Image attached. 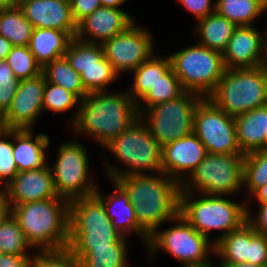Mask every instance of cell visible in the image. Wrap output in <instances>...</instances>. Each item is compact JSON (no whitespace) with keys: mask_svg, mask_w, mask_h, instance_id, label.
<instances>
[{"mask_svg":"<svg viewBox=\"0 0 267 267\" xmlns=\"http://www.w3.org/2000/svg\"><path fill=\"white\" fill-rule=\"evenodd\" d=\"M152 37L149 31L134 22L102 44L104 56L118 75L122 71H134L153 55Z\"/></svg>","mask_w":267,"mask_h":267,"instance_id":"5bb4252c","label":"cell"},{"mask_svg":"<svg viewBox=\"0 0 267 267\" xmlns=\"http://www.w3.org/2000/svg\"><path fill=\"white\" fill-rule=\"evenodd\" d=\"M8 137H11V129H5L0 132V182L3 183L5 179L4 187H6L18 173L13 158V142L10 140L8 141Z\"/></svg>","mask_w":267,"mask_h":267,"instance_id":"f35d334b","label":"cell"},{"mask_svg":"<svg viewBox=\"0 0 267 267\" xmlns=\"http://www.w3.org/2000/svg\"><path fill=\"white\" fill-rule=\"evenodd\" d=\"M33 30L34 26L18 5L0 10V35L13 46H28Z\"/></svg>","mask_w":267,"mask_h":267,"instance_id":"f546056e","label":"cell"},{"mask_svg":"<svg viewBox=\"0 0 267 267\" xmlns=\"http://www.w3.org/2000/svg\"><path fill=\"white\" fill-rule=\"evenodd\" d=\"M215 12L239 26L251 24L265 10V0H216Z\"/></svg>","mask_w":267,"mask_h":267,"instance_id":"f1b7e54d","label":"cell"},{"mask_svg":"<svg viewBox=\"0 0 267 267\" xmlns=\"http://www.w3.org/2000/svg\"><path fill=\"white\" fill-rule=\"evenodd\" d=\"M18 5V0H0V10Z\"/></svg>","mask_w":267,"mask_h":267,"instance_id":"f5cc1de1","label":"cell"},{"mask_svg":"<svg viewBox=\"0 0 267 267\" xmlns=\"http://www.w3.org/2000/svg\"><path fill=\"white\" fill-rule=\"evenodd\" d=\"M193 133L210 154H243L237 142L235 118L207 97L196 106Z\"/></svg>","mask_w":267,"mask_h":267,"instance_id":"4fadbf2b","label":"cell"},{"mask_svg":"<svg viewBox=\"0 0 267 267\" xmlns=\"http://www.w3.org/2000/svg\"><path fill=\"white\" fill-rule=\"evenodd\" d=\"M102 248H67L79 261L80 267H127V239Z\"/></svg>","mask_w":267,"mask_h":267,"instance_id":"d4e9b609","label":"cell"},{"mask_svg":"<svg viewBox=\"0 0 267 267\" xmlns=\"http://www.w3.org/2000/svg\"><path fill=\"white\" fill-rule=\"evenodd\" d=\"M87 150L79 142L60 145L51 171L56 193L68 201L94 195L97 184L88 178ZM91 181V182H90Z\"/></svg>","mask_w":267,"mask_h":267,"instance_id":"7c38bea8","label":"cell"},{"mask_svg":"<svg viewBox=\"0 0 267 267\" xmlns=\"http://www.w3.org/2000/svg\"><path fill=\"white\" fill-rule=\"evenodd\" d=\"M65 57L76 72L81 74L97 65L104 57V50L101 44L83 42L75 37L70 42Z\"/></svg>","mask_w":267,"mask_h":267,"instance_id":"1f68e13d","label":"cell"},{"mask_svg":"<svg viewBox=\"0 0 267 267\" xmlns=\"http://www.w3.org/2000/svg\"><path fill=\"white\" fill-rule=\"evenodd\" d=\"M202 98L200 94L185 91L176 99L155 104L148 109L137 108L140 118L147 119L145 122L150 134L163 148L193 133L195 109Z\"/></svg>","mask_w":267,"mask_h":267,"instance_id":"30bf717a","label":"cell"},{"mask_svg":"<svg viewBox=\"0 0 267 267\" xmlns=\"http://www.w3.org/2000/svg\"><path fill=\"white\" fill-rule=\"evenodd\" d=\"M247 263L267 267V235L256 232L252 226Z\"/></svg>","mask_w":267,"mask_h":267,"instance_id":"b9f144b4","label":"cell"},{"mask_svg":"<svg viewBox=\"0 0 267 267\" xmlns=\"http://www.w3.org/2000/svg\"><path fill=\"white\" fill-rule=\"evenodd\" d=\"M103 7L119 8L126 0H100Z\"/></svg>","mask_w":267,"mask_h":267,"instance_id":"f907efd6","label":"cell"},{"mask_svg":"<svg viewBox=\"0 0 267 267\" xmlns=\"http://www.w3.org/2000/svg\"><path fill=\"white\" fill-rule=\"evenodd\" d=\"M11 213L10 205L6 200V195L3 189L0 188V225Z\"/></svg>","mask_w":267,"mask_h":267,"instance_id":"7dc6e473","label":"cell"},{"mask_svg":"<svg viewBox=\"0 0 267 267\" xmlns=\"http://www.w3.org/2000/svg\"><path fill=\"white\" fill-rule=\"evenodd\" d=\"M207 154L201 140L191 133L162 148V172L181 184L184 180L181 174L188 172L189 176Z\"/></svg>","mask_w":267,"mask_h":267,"instance_id":"ac0fdd59","label":"cell"},{"mask_svg":"<svg viewBox=\"0 0 267 267\" xmlns=\"http://www.w3.org/2000/svg\"><path fill=\"white\" fill-rule=\"evenodd\" d=\"M216 264L214 263H211L210 265H207V266H203V267H221L220 265H216Z\"/></svg>","mask_w":267,"mask_h":267,"instance_id":"9f6ffc18","label":"cell"},{"mask_svg":"<svg viewBox=\"0 0 267 267\" xmlns=\"http://www.w3.org/2000/svg\"><path fill=\"white\" fill-rule=\"evenodd\" d=\"M80 104V99L72 92L47 82L44 87L43 108L55 113H62Z\"/></svg>","mask_w":267,"mask_h":267,"instance_id":"74e56055","label":"cell"},{"mask_svg":"<svg viewBox=\"0 0 267 267\" xmlns=\"http://www.w3.org/2000/svg\"><path fill=\"white\" fill-rule=\"evenodd\" d=\"M244 154H210L180 184V192L192 189L212 196H224L243 187Z\"/></svg>","mask_w":267,"mask_h":267,"instance_id":"9c48e42d","label":"cell"},{"mask_svg":"<svg viewBox=\"0 0 267 267\" xmlns=\"http://www.w3.org/2000/svg\"><path fill=\"white\" fill-rule=\"evenodd\" d=\"M171 68L185 91L206 98L225 73L222 52L197 43L169 55Z\"/></svg>","mask_w":267,"mask_h":267,"instance_id":"ba28073f","label":"cell"},{"mask_svg":"<svg viewBox=\"0 0 267 267\" xmlns=\"http://www.w3.org/2000/svg\"><path fill=\"white\" fill-rule=\"evenodd\" d=\"M113 183L116 187L114 194L111 193L105 199L97 188L94 195L103 203L107 216L120 234L126 236V234H130L131 231L136 232L141 235L140 239H143L147 245L149 236L138 226L134 207L129 201L128 195L117 183L114 181Z\"/></svg>","mask_w":267,"mask_h":267,"instance_id":"7402d4cb","label":"cell"},{"mask_svg":"<svg viewBox=\"0 0 267 267\" xmlns=\"http://www.w3.org/2000/svg\"><path fill=\"white\" fill-rule=\"evenodd\" d=\"M259 206L256 219L250 217L251 210L247 207V222L256 232L267 235V204L260 203Z\"/></svg>","mask_w":267,"mask_h":267,"instance_id":"bcb514c9","label":"cell"},{"mask_svg":"<svg viewBox=\"0 0 267 267\" xmlns=\"http://www.w3.org/2000/svg\"><path fill=\"white\" fill-rule=\"evenodd\" d=\"M184 92L185 90L183 89L180 80L171 68L155 83L154 86L150 88L140 101L145 102L147 106L146 109H148L155 104L176 99Z\"/></svg>","mask_w":267,"mask_h":267,"instance_id":"e575fe53","label":"cell"},{"mask_svg":"<svg viewBox=\"0 0 267 267\" xmlns=\"http://www.w3.org/2000/svg\"><path fill=\"white\" fill-rule=\"evenodd\" d=\"M122 237L95 195L69 201L68 248L109 247Z\"/></svg>","mask_w":267,"mask_h":267,"instance_id":"52a82bcc","label":"cell"},{"mask_svg":"<svg viewBox=\"0 0 267 267\" xmlns=\"http://www.w3.org/2000/svg\"><path fill=\"white\" fill-rule=\"evenodd\" d=\"M11 208L26 240L38 251L68 248L69 201L64 198L26 202Z\"/></svg>","mask_w":267,"mask_h":267,"instance_id":"3957f363","label":"cell"},{"mask_svg":"<svg viewBox=\"0 0 267 267\" xmlns=\"http://www.w3.org/2000/svg\"><path fill=\"white\" fill-rule=\"evenodd\" d=\"M5 61L19 80L32 78L42 73V67L36 62L28 46H13Z\"/></svg>","mask_w":267,"mask_h":267,"instance_id":"d590c367","label":"cell"},{"mask_svg":"<svg viewBox=\"0 0 267 267\" xmlns=\"http://www.w3.org/2000/svg\"><path fill=\"white\" fill-rule=\"evenodd\" d=\"M197 21L196 33L201 38L198 43L223 53L237 26L216 12Z\"/></svg>","mask_w":267,"mask_h":267,"instance_id":"484cf974","label":"cell"},{"mask_svg":"<svg viewBox=\"0 0 267 267\" xmlns=\"http://www.w3.org/2000/svg\"><path fill=\"white\" fill-rule=\"evenodd\" d=\"M177 224L163 231L156 230L150 237L147 246L152 256L157 249H163L179 260L183 267H203L210 265L209 252L214 253L215 244L199 233L179 213Z\"/></svg>","mask_w":267,"mask_h":267,"instance_id":"8fae6325","label":"cell"},{"mask_svg":"<svg viewBox=\"0 0 267 267\" xmlns=\"http://www.w3.org/2000/svg\"><path fill=\"white\" fill-rule=\"evenodd\" d=\"M207 98L233 117L266 105L267 70L265 66L226 69Z\"/></svg>","mask_w":267,"mask_h":267,"instance_id":"277c9868","label":"cell"},{"mask_svg":"<svg viewBox=\"0 0 267 267\" xmlns=\"http://www.w3.org/2000/svg\"><path fill=\"white\" fill-rule=\"evenodd\" d=\"M45 84L43 73L19 81L12 104L4 114L6 129H32L36 118L44 110Z\"/></svg>","mask_w":267,"mask_h":267,"instance_id":"9a60e30c","label":"cell"},{"mask_svg":"<svg viewBox=\"0 0 267 267\" xmlns=\"http://www.w3.org/2000/svg\"><path fill=\"white\" fill-rule=\"evenodd\" d=\"M234 118L237 142L244 155L266 149L267 104L237 115Z\"/></svg>","mask_w":267,"mask_h":267,"instance_id":"603a6c76","label":"cell"},{"mask_svg":"<svg viewBox=\"0 0 267 267\" xmlns=\"http://www.w3.org/2000/svg\"><path fill=\"white\" fill-rule=\"evenodd\" d=\"M42 73L47 82L74 93L80 100L88 94L82 84L81 75L76 72L65 56L45 65Z\"/></svg>","mask_w":267,"mask_h":267,"instance_id":"4dcf8cb0","label":"cell"},{"mask_svg":"<svg viewBox=\"0 0 267 267\" xmlns=\"http://www.w3.org/2000/svg\"><path fill=\"white\" fill-rule=\"evenodd\" d=\"M198 20L215 12V3L211 0H178Z\"/></svg>","mask_w":267,"mask_h":267,"instance_id":"ee69618b","label":"cell"},{"mask_svg":"<svg viewBox=\"0 0 267 267\" xmlns=\"http://www.w3.org/2000/svg\"><path fill=\"white\" fill-rule=\"evenodd\" d=\"M31 267H80V263L68 249L38 251L32 258Z\"/></svg>","mask_w":267,"mask_h":267,"instance_id":"ab89813d","label":"cell"},{"mask_svg":"<svg viewBox=\"0 0 267 267\" xmlns=\"http://www.w3.org/2000/svg\"><path fill=\"white\" fill-rule=\"evenodd\" d=\"M253 26L236 27L223 51L226 69L262 66L265 63L266 33Z\"/></svg>","mask_w":267,"mask_h":267,"instance_id":"2e32d148","label":"cell"},{"mask_svg":"<svg viewBox=\"0 0 267 267\" xmlns=\"http://www.w3.org/2000/svg\"><path fill=\"white\" fill-rule=\"evenodd\" d=\"M18 6L34 28L62 30L76 37L70 0H19Z\"/></svg>","mask_w":267,"mask_h":267,"instance_id":"d6986e66","label":"cell"},{"mask_svg":"<svg viewBox=\"0 0 267 267\" xmlns=\"http://www.w3.org/2000/svg\"><path fill=\"white\" fill-rule=\"evenodd\" d=\"M19 81L9 64L6 61H0V112L3 115L12 104Z\"/></svg>","mask_w":267,"mask_h":267,"instance_id":"60d3db41","label":"cell"},{"mask_svg":"<svg viewBox=\"0 0 267 267\" xmlns=\"http://www.w3.org/2000/svg\"><path fill=\"white\" fill-rule=\"evenodd\" d=\"M32 129H11L13 158L18 172L39 169L47 166L45 149L50 143L45 134L33 138Z\"/></svg>","mask_w":267,"mask_h":267,"instance_id":"44dd1931","label":"cell"},{"mask_svg":"<svg viewBox=\"0 0 267 267\" xmlns=\"http://www.w3.org/2000/svg\"><path fill=\"white\" fill-rule=\"evenodd\" d=\"M128 195L138 226L150 237L161 223L176 218L180 209V184L166 173L122 176L115 181Z\"/></svg>","mask_w":267,"mask_h":267,"instance_id":"6da1fadb","label":"cell"},{"mask_svg":"<svg viewBox=\"0 0 267 267\" xmlns=\"http://www.w3.org/2000/svg\"><path fill=\"white\" fill-rule=\"evenodd\" d=\"M70 4L73 20L77 25L102 6L100 0H70Z\"/></svg>","mask_w":267,"mask_h":267,"instance_id":"7bdbcfd3","label":"cell"},{"mask_svg":"<svg viewBox=\"0 0 267 267\" xmlns=\"http://www.w3.org/2000/svg\"><path fill=\"white\" fill-rule=\"evenodd\" d=\"M6 129L4 124V115L0 112V132Z\"/></svg>","mask_w":267,"mask_h":267,"instance_id":"db71d44e","label":"cell"},{"mask_svg":"<svg viewBox=\"0 0 267 267\" xmlns=\"http://www.w3.org/2000/svg\"><path fill=\"white\" fill-rule=\"evenodd\" d=\"M143 123L139 118L105 146L127 166L125 170L110 165L105 167L111 181L122 176L145 174L144 170L158 175L162 172V147Z\"/></svg>","mask_w":267,"mask_h":267,"instance_id":"5b68a950","label":"cell"},{"mask_svg":"<svg viewBox=\"0 0 267 267\" xmlns=\"http://www.w3.org/2000/svg\"><path fill=\"white\" fill-rule=\"evenodd\" d=\"M189 192H180L179 213L199 233L209 238V232L213 230L224 231L220 238L228 235L232 230L238 229L247 222V206L240 205L223 196L202 194L201 198Z\"/></svg>","mask_w":267,"mask_h":267,"instance_id":"8992f818","label":"cell"},{"mask_svg":"<svg viewBox=\"0 0 267 267\" xmlns=\"http://www.w3.org/2000/svg\"><path fill=\"white\" fill-rule=\"evenodd\" d=\"M265 10H267V0H265Z\"/></svg>","mask_w":267,"mask_h":267,"instance_id":"6f0895ef","label":"cell"},{"mask_svg":"<svg viewBox=\"0 0 267 267\" xmlns=\"http://www.w3.org/2000/svg\"><path fill=\"white\" fill-rule=\"evenodd\" d=\"M135 21L124 10L99 7L77 25L76 38L83 42L103 44L125 31ZM84 35H88L87 39Z\"/></svg>","mask_w":267,"mask_h":267,"instance_id":"ffe728a7","label":"cell"},{"mask_svg":"<svg viewBox=\"0 0 267 267\" xmlns=\"http://www.w3.org/2000/svg\"><path fill=\"white\" fill-rule=\"evenodd\" d=\"M221 267H264L249 263H220Z\"/></svg>","mask_w":267,"mask_h":267,"instance_id":"816d5d0a","label":"cell"},{"mask_svg":"<svg viewBox=\"0 0 267 267\" xmlns=\"http://www.w3.org/2000/svg\"><path fill=\"white\" fill-rule=\"evenodd\" d=\"M72 124L106 146L140 118L137 103L126 92H90L78 105Z\"/></svg>","mask_w":267,"mask_h":267,"instance_id":"7a4b0ae2","label":"cell"},{"mask_svg":"<svg viewBox=\"0 0 267 267\" xmlns=\"http://www.w3.org/2000/svg\"><path fill=\"white\" fill-rule=\"evenodd\" d=\"M33 256L34 254L13 255L0 253V267H31Z\"/></svg>","mask_w":267,"mask_h":267,"instance_id":"f6af8a7d","label":"cell"},{"mask_svg":"<svg viewBox=\"0 0 267 267\" xmlns=\"http://www.w3.org/2000/svg\"><path fill=\"white\" fill-rule=\"evenodd\" d=\"M82 84L85 90L90 92H101L108 84L112 83L118 74L114 71L112 64L104 56L95 67H91L81 74Z\"/></svg>","mask_w":267,"mask_h":267,"instance_id":"8d00e7d4","label":"cell"},{"mask_svg":"<svg viewBox=\"0 0 267 267\" xmlns=\"http://www.w3.org/2000/svg\"><path fill=\"white\" fill-rule=\"evenodd\" d=\"M251 240V225L245 222L238 229L232 230L228 235L215 243L214 254L220 263H247L248 243Z\"/></svg>","mask_w":267,"mask_h":267,"instance_id":"83f0119b","label":"cell"},{"mask_svg":"<svg viewBox=\"0 0 267 267\" xmlns=\"http://www.w3.org/2000/svg\"><path fill=\"white\" fill-rule=\"evenodd\" d=\"M266 35H267V33H266ZM264 66H265V68L267 70V36H266V49H265V63H264Z\"/></svg>","mask_w":267,"mask_h":267,"instance_id":"11a10c76","label":"cell"},{"mask_svg":"<svg viewBox=\"0 0 267 267\" xmlns=\"http://www.w3.org/2000/svg\"><path fill=\"white\" fill-rule=\"evenodd\" d=\"M267 184V149L244 155L243 186L252 195L258 188Z\"/></svg>","mask_w":267,"mask_h":267,"instance_id":"d6a6232c","label":"cell"},{"mask_svg":"<svg viewBox=\"0 0 267 267\" xmlns=\"http://www.w3.org/2000/svg\"><path fill=\"white\" fill-rule=\"evenodd\" d=\"M13 45L5 37L0 35V61H5Z\"/></svg>","mask_w":267,"mask_h":267,"instance_id":"c3c4849f","label":"cell"},{"mask_svg":"<svg viewBox=\"0 0 267 267\" xmlns=\"http://www.w3.org/2000/svg\"><path fill=\"white\" fill-rule=\"evenodd\" d=\"M33 248L26 240L25 234L17 220L10 213L0 225V253L22 255Z\"/></svg>","mask_w":267,"mask_h":267,"instance_id":"836d02e7","label":"cell"},{"mask_svg":"<svg viewBox=\"0 0 267 267\" xmlns=\"http://www.w3.org/2000/svg\"><path fill=\"white\" fill-rule=\"evenodd\" d=\"M251 197L257 199L258 203L267 204V184L258 188Z\"/></svg>","mask_w":267,"mask_h":267,"instance_id":"681fc988","label":"cell"},{"mask_svg":"<svg viewBox=\"0 0 267 267\" xmlns=\"http://www.w3.org/2000/svg\"><path fill=\"white\" fill-rule=\"evenodd\" d=\"M171 69L169 56L157 57L154 54L140 64L134 71V82L130 86L129 95L140 105V100L147 94L152 86Z\"/></svg>","mask_w":267,"mask_h":267,"instance_id":"4316f807","label":"cell"},{"mask_svg":"<svg viewBox=\"0 0 267 267\" xmlns=\"http://www.w3.org/2000/svg\"><path fill=\"white\" fill-rule=\"evenodd\" d=\"M10 207L18 204L62 198L56 193L51 167L18 172L14 179L2 187Z\"/></svg>","mask_w":267,"mask_h":267,"instance_id":"e0dca14e","label":"cell"},{"mask_svg":"<svg viewBox=\"0 0 267 267\" xmlns=\"http://www.w3.org/2000/svg\"><path fill=\"white\" fill-rule=\"evenodd\" d=\"M72 39L68 32L62 30L34 28L28 48L43 68L53 60L64 57Z\"/></svg>","mask_w":267,"mask_h":267,"instance_id":"cb8c5ba5","label":"cell"}]
</instances>
